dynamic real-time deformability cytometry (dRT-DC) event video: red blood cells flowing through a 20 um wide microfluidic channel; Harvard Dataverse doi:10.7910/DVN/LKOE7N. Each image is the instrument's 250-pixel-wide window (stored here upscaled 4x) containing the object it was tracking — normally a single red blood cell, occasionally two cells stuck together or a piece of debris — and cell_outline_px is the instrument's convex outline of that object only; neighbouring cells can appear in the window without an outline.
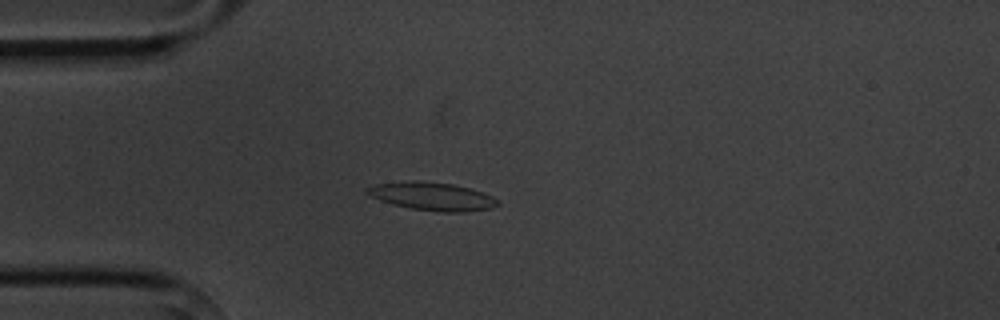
{"species": "common noctule bat (a hibernating species)", "species_latin": "Nyctalus noctula", "temperature_condition": "cold", "stored_images_in_passage": 5, "camera_frame_rate_fps": 3000, "um_per_image_px": 0.085, "animal": {"sex": "male", "body_mass_g": 20.1, "forearm_length_mm": 53.5}, "frame": {"image": 1, "passage_image": 4, "time_ms": 3.667, "image_size_px": [1000, 320], "cell_outline_px": [[500, 204], [492, 208], [464, 212], [440, 212], [412, 208], [392, 204], [380, 200], [364, 192], [364, 188], [376, 184], [412, 180], [416, 180], [452, 184], [468, 188], [492, 196], [500, 200]], "centroid_in_image_um": [36.73, 16.69], "position_along_channel_um": 48.3, "area_um2": 21.33}}